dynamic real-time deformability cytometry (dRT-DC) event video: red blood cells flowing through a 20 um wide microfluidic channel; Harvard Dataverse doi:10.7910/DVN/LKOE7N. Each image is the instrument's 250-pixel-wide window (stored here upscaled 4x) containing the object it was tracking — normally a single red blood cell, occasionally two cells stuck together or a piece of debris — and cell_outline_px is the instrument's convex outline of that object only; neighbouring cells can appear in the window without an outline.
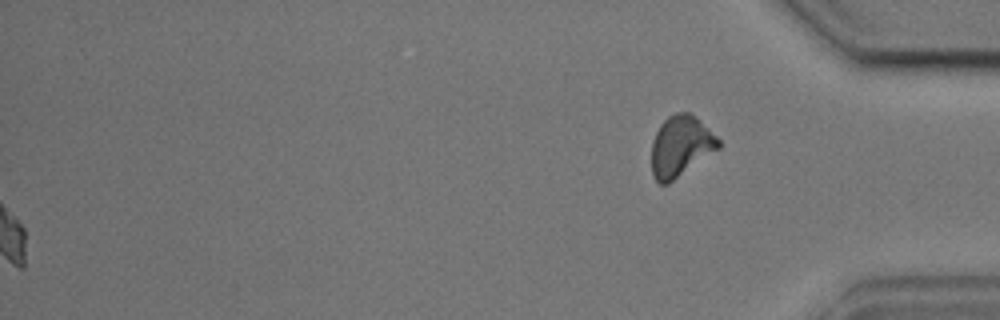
{"species": "common noctule bat (a hibernating species)", "species_latin": "Nyctalus noctula", "temperature_condition": "cold", "stored_images_in_passage": 51, "segment_of_instrument_passage": [2, 2], "camera_frame_rate_fps": 3000, "um_per_image_px": 0.085, "animal": {"sex": "male", "body_mass_g": 17.9, "forearm_length_mm": 54.2}, "frame": {"image": 1, "passage_image": 51, "time_ms": 16.667, "image_size_px": [1000, 320], "cell_outline_px": [[720, 148], [668, 184], [660, 184], [652, 176], [652, 140], [660, 124], [668, 116], [676, 112], [688, 112], [696, 116], [720, 140]], "centroid_in_image_um": [57.85, 12.42], "position_along_channel_um": 377.3, "area_um2": 23.76}}